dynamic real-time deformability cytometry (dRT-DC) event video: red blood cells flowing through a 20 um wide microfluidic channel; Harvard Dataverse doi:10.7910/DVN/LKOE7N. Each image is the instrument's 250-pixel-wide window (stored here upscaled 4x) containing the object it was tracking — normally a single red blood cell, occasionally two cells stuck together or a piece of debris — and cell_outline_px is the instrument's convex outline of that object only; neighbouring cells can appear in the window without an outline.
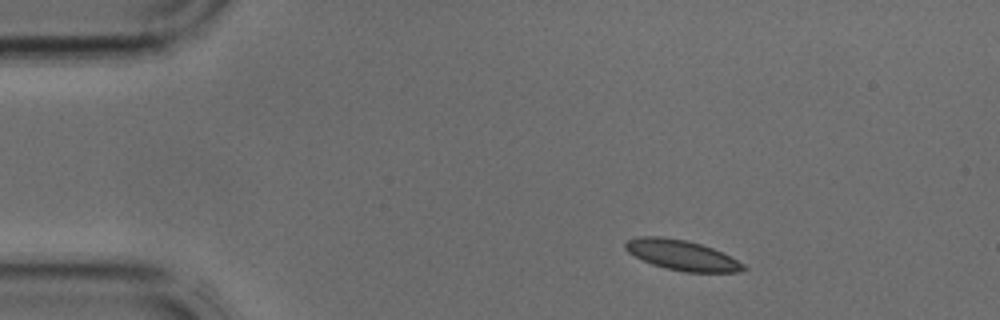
{"species": "common noctule bat (a hibernating species)", "species_latin": "Nyctalus noctula", "temperature_condition": "cold", "stored_images_in_passage": 2, "camera_frame_rate_fps": 3000, "um_per_image_px": 0.085, "animal": {"sex": "male", "body_mass_g": 17.9, "forearm_length_mm": 54.2}, "frame": {"image": 1, "passage_image": 1, "time_ms": 0.0, "image_size_px": [1000, 320], "cell_outline_px": [[748, 268], [740, 272], [684, 272], [664, 268], [652, 264], [628, 252], [624, 248], [624, 244], [628, 240], [640, 236], [660, 236], [688, 240], [712, 248], [744, 264]], "centroid_in_image_um": [57.94, 21.69], "position_along_channel_um": 27.1, "area_um2": 20.63}}